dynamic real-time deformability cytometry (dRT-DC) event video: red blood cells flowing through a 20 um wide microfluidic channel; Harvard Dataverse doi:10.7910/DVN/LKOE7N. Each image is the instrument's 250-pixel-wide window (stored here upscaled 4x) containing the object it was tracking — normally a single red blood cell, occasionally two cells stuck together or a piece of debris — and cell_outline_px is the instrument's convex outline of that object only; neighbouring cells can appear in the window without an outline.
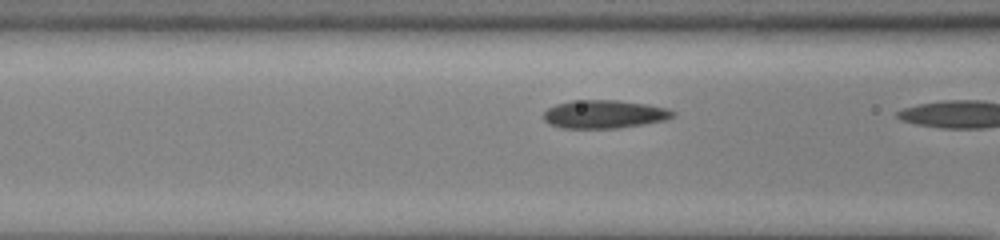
{"species": "common noctule bat (a hibernating species)", "species_latin": "Nyctalus noctula", "temperature_condition": "cold", "stored_images_in_passage": 19, "camera_frame_rate_fps": 3000, "um_per_image_px": 0.085, "animal": {"sex": "male", "body_mass_g": 13.0, "forearm_length_mm": 53.1}, "frame": {"image": 1, "passage_image": 18, "time_ms": 5.667, "image_size_px": [1000, 240], "cell_outline_px": [[676, 112], [672, 116], [664, 120], [644, 124], [616, 128], [560, 128], [548, 124], [544, 120], [544, 112], [548, 108], [556, 104], [572, 100], [616, 100], [648, 104], [668, 108]], "centroid_in_image_um": [51.34, 9.7], "position_along_channel_um": 115.3, "area_um2": 21.33}}